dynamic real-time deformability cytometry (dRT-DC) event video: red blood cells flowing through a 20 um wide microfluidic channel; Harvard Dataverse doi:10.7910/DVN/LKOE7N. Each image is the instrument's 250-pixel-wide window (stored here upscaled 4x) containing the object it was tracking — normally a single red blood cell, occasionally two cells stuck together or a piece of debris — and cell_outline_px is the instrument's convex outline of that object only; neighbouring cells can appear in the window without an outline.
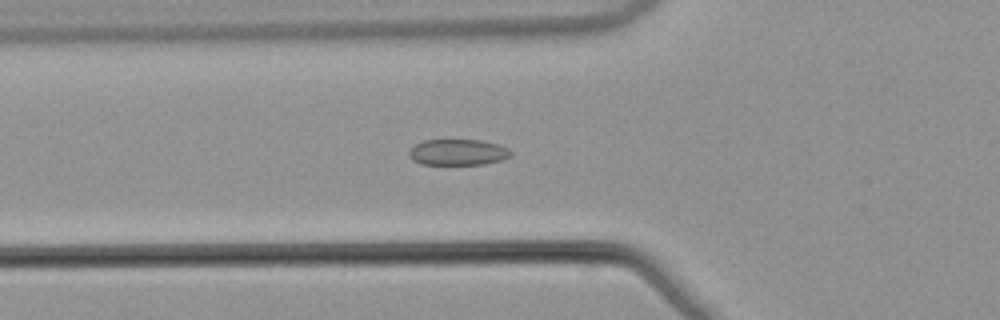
{"species": "common noctule bat (a hibernating species)", "species_latin": "Nyctalus noctula", "temperature_condition": "warm", "stored_images_in_passage": 54, "camera_frame_rate_fps": 3000, "um_per_image_px": 0.085, "animal": {"sex": "male", "body_mass_g": 21.5, "forearm_length_mm": 52.0}, "frame": {"image": 1, "passage_image": 20, "time_ms": 6.333, "image_size_px": [1000, 320], "cell_outline_px": [[512, 156], [500, 160], [484, 164], [420, 164], [412, 160], [408, 156], [408, 152], [416, 144], [424, 140], [480, 140], [496, 144], [508, 148], [512, 152]], "centroid_in_image_um": [38.91, 12.94], "position_along_channel_um": 86.9, "area_um2": 15.37}}
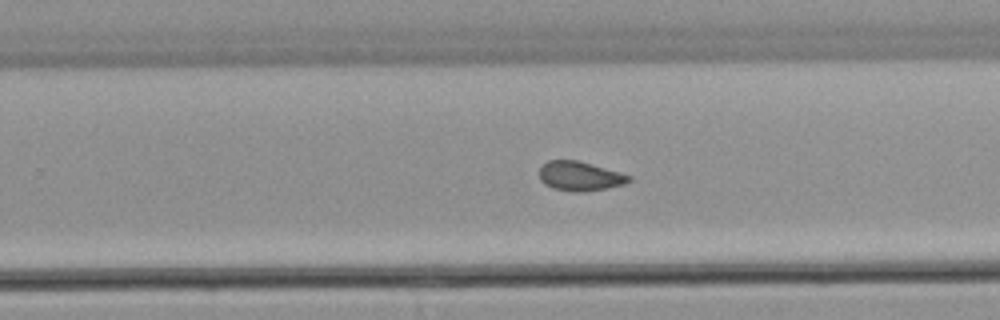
{"frame": {"image": 2, "passage_image": 35, "time_ms": 11.333, "image_size_px": [1000, 320], "cell_outline_px": [[632, 180], [624, 184], [608, 188], [580, 192], [572, 192], [552, 188], [544, 184], [540, 180], [540, 168], [548, 160], [580, 160], [620, 172], [632, 176]], "centroid_in_image_um": [49.31, 14.97], "position_along_channel_um": 280.5, "area_um2": 15.49}}
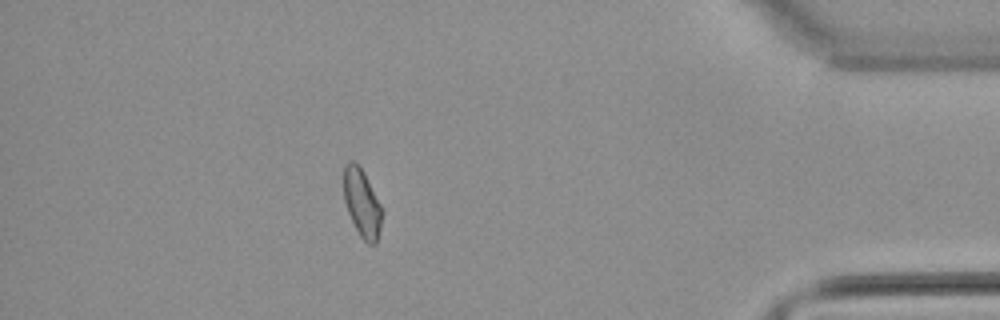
{"frame": {"image": 3, "passage_image": 48, "time_ms": 15.667, "image_size_px": [1000, 320], "cell_outline_px": [[384, 212], [376, 244], [368, 244], [360, 236], [348, 212], [344, 200], [344, 164], [348, 160], [352, 160], [364, 172]], "centroid_in_image_um": [30.78, 17.26], "position_along_channel_um": 404.4, "area_um2": 15.09}, "authors_computed_cell_mechanics": {"area_um2": 15.6927, "velocity_mm_per_s": 3.867, "shape_relaxation_time_tau1_ms": null, "shape_relaxation_time_tau2_ms": 1.9504, "deformation_change_tau1": null, "deformation_change_tau2": 0.0628}}